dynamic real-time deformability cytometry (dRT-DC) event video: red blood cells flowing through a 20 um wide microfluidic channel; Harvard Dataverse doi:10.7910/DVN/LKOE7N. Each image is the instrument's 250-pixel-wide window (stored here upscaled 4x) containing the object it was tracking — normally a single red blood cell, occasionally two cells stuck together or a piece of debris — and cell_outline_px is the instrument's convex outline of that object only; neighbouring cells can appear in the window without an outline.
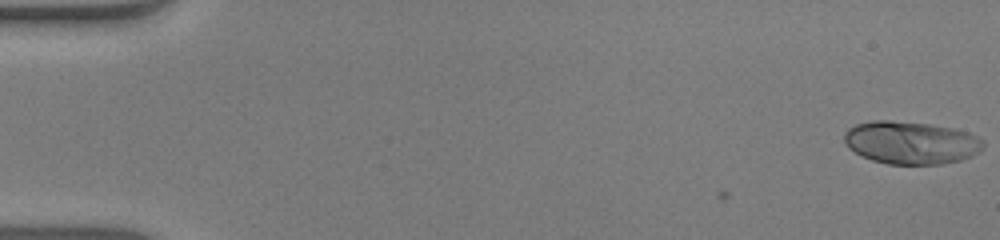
{"species": "human", "species_latin": "Homo sapiens", "temperature_condition": "warm", "stored_images_in_passage": 52, "camera_frame_rate_fps": 3000, "um_per_image_px": 0.085, "donor": {"sex": "male"}, "frame": {"image": 1, "passage_image": 1, "time_ms": 0.0, "image_size_px": [1000, 240], "cell_outline_px": [[984, 148], [972, 156], [960, 160], [940, 164], [888, 164], [872, 160], [848, 148], [844, 144], [844, 132], [848, 128], [856, 124], [872, 120], [888, 120], [928, 124], [952, 128], [968, 132], [984, 140]], "centroid_in_image_um": [77.42, 12.12], "position_along_channel_um": 7.6, "area_um2": 34.68}}
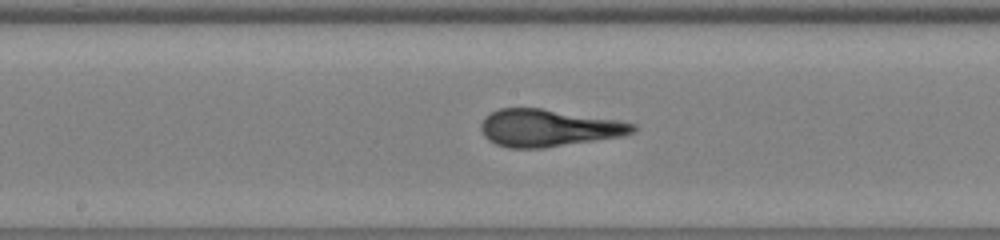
{"frame": {"image": 2, "passage_image": 28, "time_ms": 9.0, "image_size_px": [1000, 240], "cell_outline_px": [[636, 132], [624, 136], [544, 148], [508, 148], [496, 144], [488, 140], [484, 136], [480, 128], [480, 124], [484, 116], [500, 108], [540, 108], [616, 120], [636, 124]], "centroid_in_image_um": [46.6, 10.88], "position_along_channel_um": 201.6, "area_um2": 33.0}}
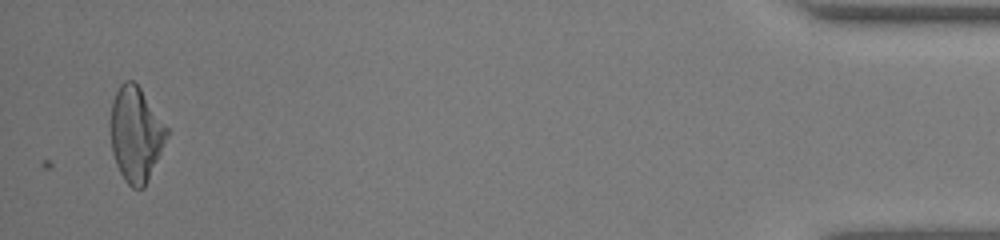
{"frame": {"image": 3, "passage_image": 51, "time_ms": 16.667, "image_size_px": [1000, 240], "cell_outline_px": [[168, 136], [148, 180], [144, 188], [132, 188], [124, 180], [116, 164], [112, 152], [112, 100], [120, 84], [124, 80], [132, 80], [140, 88], [168, 128]], "centroid_in_image_um": [11.56, 11.42], "position_along_channel_um": 423.6, "area_um2": 30.58}, "authors_computed_cell_mechanics": {"area_um2": 32.3391, "velocity_mm_per_s": 3.9786, "shape_relaxation_time_tau1_ms": 6.6588, "shape_relaxation_time_tau2_ms": 0.761, "deformation_change_tau1": 0.2764, "deformation_change_tau2": 0.0595}}